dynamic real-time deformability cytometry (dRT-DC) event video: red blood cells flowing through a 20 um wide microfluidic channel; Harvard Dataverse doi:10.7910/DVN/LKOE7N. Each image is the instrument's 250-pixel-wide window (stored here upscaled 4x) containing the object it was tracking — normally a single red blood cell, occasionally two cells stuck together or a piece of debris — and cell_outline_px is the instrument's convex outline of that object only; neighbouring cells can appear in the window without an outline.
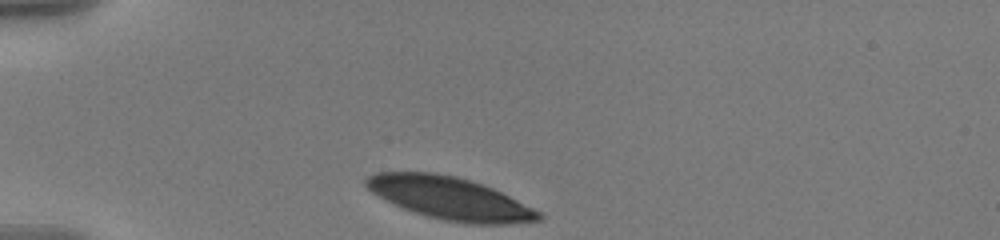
{"species": "human", "species_latin": "Homo sapiens", "temperature_condition": "warm", "stored_images_in_passage": 35, "camera_frame_rate_fps": 3000, "um_per_image_px": 0.085, "donor": {"sex": "male"}, "frame": {"image": 1, "passage_image": 1, "time_ms": 0.0, "image_size_px": [1000, 240], "cell_outline_px": [[544, 216], [540, 220], [508, 224], [468, 224], [428, 216], [404, 208], [372, 192], [364, 184], [364, 180], [368, 176], [376, 172], [436, 172], [456, 176], [472, 180], [484, 184], [544, 212]], "centroid_in_image_um": [38.32, 16.84], "position_along_channel_um": 46.7, "area_um2": 42.71}}
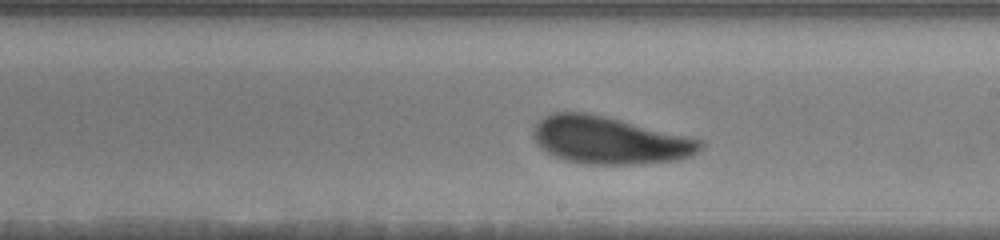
{"frame": {"image": 2, "passage_image": 20, "time_ms": 6.333, "image_size_px": [1000, 240], "cell_outline_px": [[704, 144], [696, 152], [688, 156], [672, 160], [640, 164], [584, 164], [568, 160], [556, 156], [540, 148], [532, 136], [532, 132], [536, 124], [544, 116], [552, 112], [588, 112], [700, 140]], "centroid_in_image_um": [51.71, 11.92], "position_along_channel_um": 237.3, "area_um2": 45.32}}
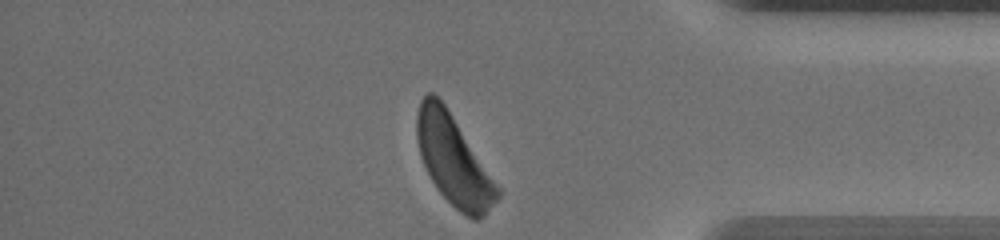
{"frame": {"image": 3, "passage_image": 35, "time_ms": 11.333, "image_size_px": [1000, 240], "cell_outline_px": [[500, 196], [484, 216], [476, 220], [472, 220], [464, 216], [436, 188], [420, 156], [416, 136], [416, 116], [420, 100], [428, 92], [432, 92], [444, 104], [500, 188]], "centroid_in_image_um": [38.54, 13.64], "position_along_channel_um": 396.7, "area_um2": 41.44}, "authors_computed_cell_mechanics": {"area_um2": 45.3152, "velocity_mm_per_s": 3.5177, "shape_relaxation_time_tau1_ms": 2.6485, "shape_relaxation_time_tau2_ms": 3.1318, "deformation_change_tau1": 0.1276, "deformation_change_tau2": 0.1059}}